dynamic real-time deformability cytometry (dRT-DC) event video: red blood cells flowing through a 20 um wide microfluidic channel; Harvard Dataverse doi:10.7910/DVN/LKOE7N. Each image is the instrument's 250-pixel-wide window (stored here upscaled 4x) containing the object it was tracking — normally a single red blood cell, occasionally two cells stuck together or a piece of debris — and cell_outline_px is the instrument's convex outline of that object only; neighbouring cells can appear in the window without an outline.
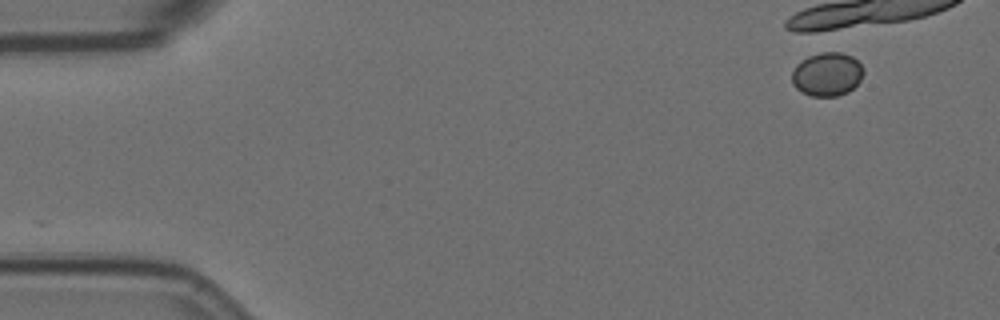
{"species": "Egyptian fruit bat (a non-hibernating species)", "species_latin": "Rousettus aegyptiacus", "temperature_condition": "room temperature", "stored_images_in_passage": 2, "camera_frame_rate_fps": 3000, "um_per_image_px": 0.085, "animal": {"sex": "female"}, "frame": {"image": 1, "passage_image": 1, "time_ms": 0.0, "image_size_px": [1000, 320], "cell_outline_px": [[864, 72], [860, 80], [848, 92], [836, 96], [812, 96], [796, 88], [792, 84], [792, 72], [796, 64], [808, 56], [820, 52], [840, 52], [852, 56], [864, 68]], "centroid_in_image_um": [70.3, 6.3], "position_along_channel_um": 14.7, "area_um2": 18.15}}